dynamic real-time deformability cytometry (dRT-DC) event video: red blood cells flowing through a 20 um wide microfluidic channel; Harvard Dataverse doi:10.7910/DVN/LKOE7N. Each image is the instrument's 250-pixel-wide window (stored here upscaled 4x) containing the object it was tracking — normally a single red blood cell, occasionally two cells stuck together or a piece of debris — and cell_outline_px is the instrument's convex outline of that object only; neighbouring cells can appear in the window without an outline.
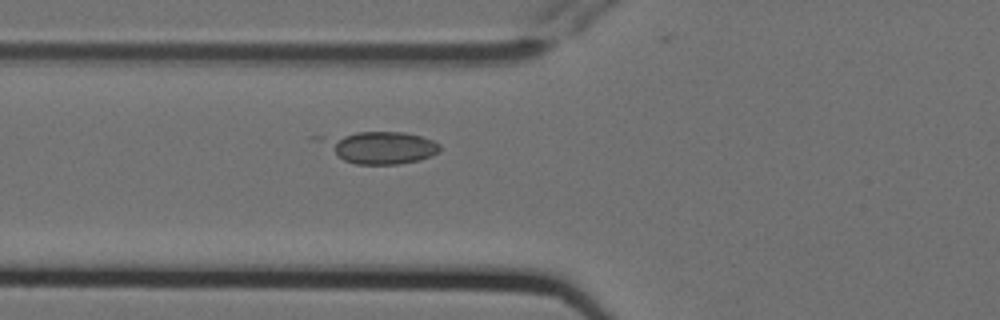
{"species": "Egyptian fruit bat (a non-hibernating species)", "species_latin": "Rousettus aegyptiacus", "temperature_condition": "cold", "stored_images_in_passage": 5, "camera_frame_rate_fps": 3000, "um_per_image_px": 0.085, "animal": {"sex": "female"}, "frame": {"image": 1, "passage_image": 4, "time_ms": 1.0, "image_size_px": [1000, 320], "cell_outline_px": [[440, 152], [432, 156], [420, 160], [400, 164], [356, 164], [344, 160], [312, 140], [308, 136], [356, 132], [404, 132], [420, 136], [432, 140], [440, 144]], "centroid_in_image_um": [32.16, 12.5], "position_along_channel_um": 93.6, "area_um2": 22.95}}